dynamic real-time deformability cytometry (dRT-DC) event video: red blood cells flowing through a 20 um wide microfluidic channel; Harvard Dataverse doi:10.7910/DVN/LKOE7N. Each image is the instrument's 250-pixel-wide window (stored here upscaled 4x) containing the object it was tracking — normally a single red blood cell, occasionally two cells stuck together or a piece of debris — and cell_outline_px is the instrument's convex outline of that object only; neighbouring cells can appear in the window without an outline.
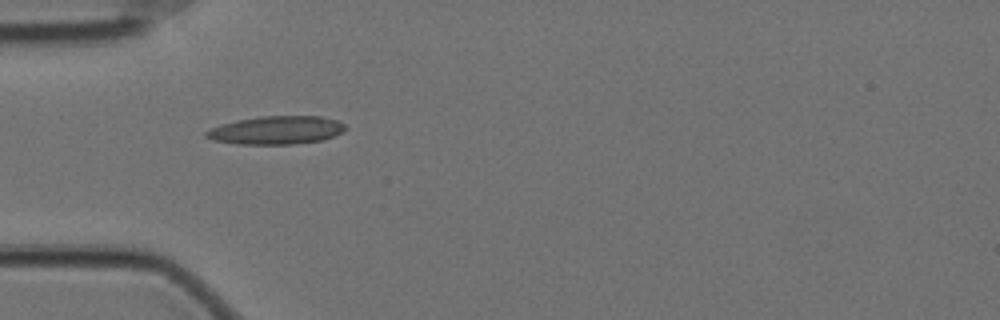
{"species": "Egyptian fruit bat (a non-hibernating species)", "species_latin": "Rousettus aegyptiacus", "temperature_condition": "cold", "stored_images_in_passage": 41, "camera_frame_rate_fps": 3000, "um_per_image_px": 0.085, "animal": {"sex": "female"}, "frame": {"image": 1, "passage_image": 1, "time_ms": 0.0, "image_size_px": [1000, 320], "cell_outline_px": [[348, 128], [344, 132], [320, 140], [292, 144], [236, 144], [212, 140], [204, 136], [204, 132], [220, 124], [236, 120], [260, 116], [320, 116], [336, 120], [344, 124]], "centroid_in_image_um": [23.46, 11.06], "position_along_channel_um": 61.5, "area_um2": 22.95}}
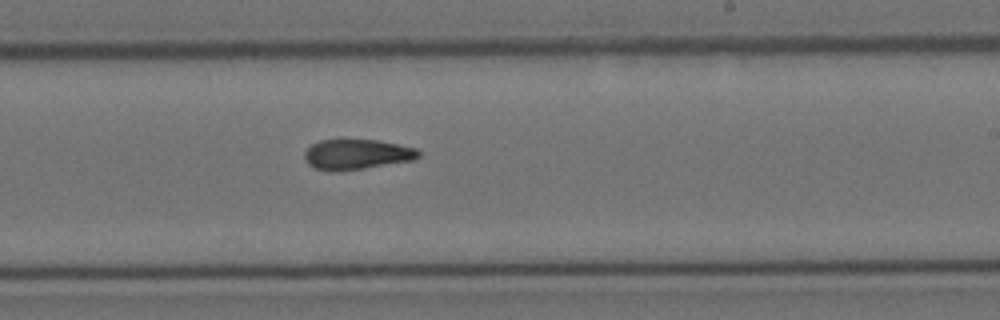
{"frame": {"image": 2, "passage_image": 18, "time_ms": 5.667, "image_size_px": [1000, 320], "cell_outline_px": [[420, 156], [412, 160], [340, 172], [328, 172], [312, 168], [304, 160], [304, 152], [312, 144], [320, 140], [380, 140], [416, 148], [420, 152]], "centroid_in_image_um": [30.27, 13.14], "position_along_channel_um": 258.7, "area_um2": 20.29}}
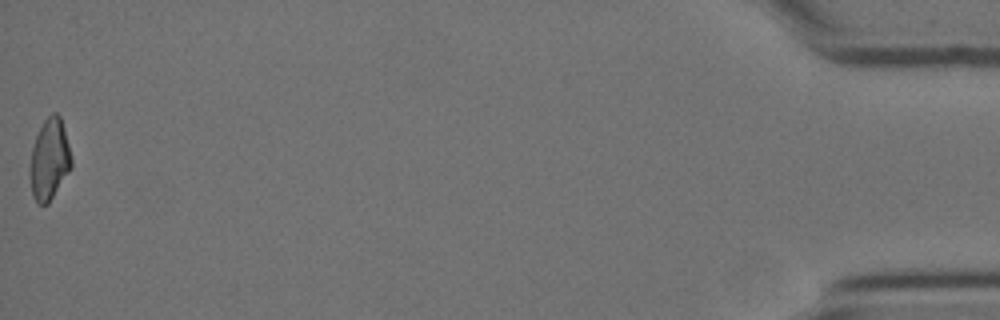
{"frame": {"image": 3, "passage_image": 41, "time_ms": 13.333, "image_size_px": [1000, 320], "cell_outline_px": [[72, 168], [48, 204], [36, 204], [32, 196], [32, 148], [36, 136], [44, 120], [52, 112], [56, 112], [60, 116], [64, 128], [72, 156]], "centroid_in_image_um": [4.25, 13.55], "position_along_channel_um": 431.0, "area_um2": 19.25}, "authors_computed_cell_mechanics": {"area_um2": 20.519, "velocity_mm_per_s": 3.5027, "shape_relaxation_time_tau1_ms": null, "shape_relaxation_time_tau2_ms": 3.8187, "deformation_change_tau1": null, "deformation_change_tau2": 0.1226}}